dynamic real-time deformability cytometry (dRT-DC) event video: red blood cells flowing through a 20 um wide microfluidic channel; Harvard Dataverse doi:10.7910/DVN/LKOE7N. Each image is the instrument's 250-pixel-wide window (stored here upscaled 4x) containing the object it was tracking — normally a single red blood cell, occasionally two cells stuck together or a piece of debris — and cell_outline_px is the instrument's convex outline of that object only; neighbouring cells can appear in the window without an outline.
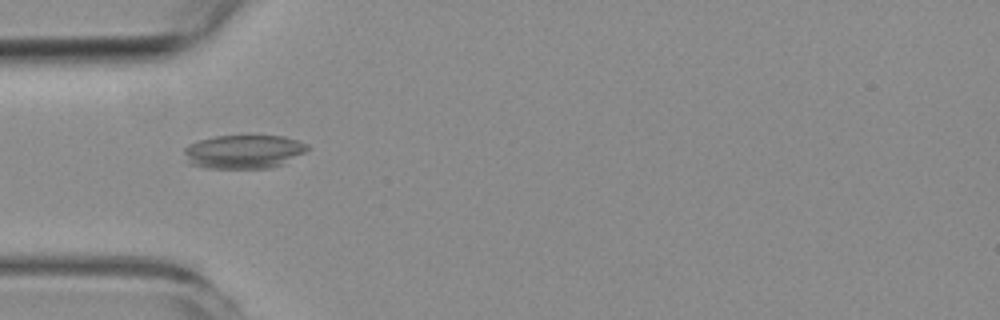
{"species": "common noctule bat (a hibernating species)", "species_latin": "Nyctalus noctula", "temperature_condition": "room temperature", "stored_images_in_passage": 7, "camera_frame_rate_fps": 3000, "um_per_image_px": 0.085, "animal": {"sex": "female", "body_mass_g": 19.3, "forearm_length_mm": 54.1}, "frame": {"image": 1, "passage_image": 5, "time_ms": 4.667, "image_size_px": [1000, 320], "cell_outline_px": [[312, 148], [284, 164], [268, 168], [204, 168], [188, 164], [184, 152], [184, 148], [188, 144], [200, 140], [216, 136], [284, 136], [308, 144]], "centroid_in_image_um": [20.72, 12.9], "position_along_channel_um": 64.3, "area_um2": 24.39}}
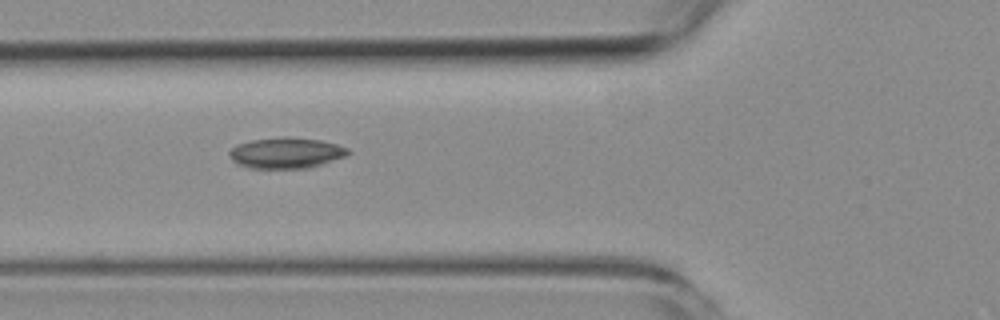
{"frame": {"image": 2, "passage_image": 6, "time_ms": 5.667, "image_size_px": [1000, 320], "cell_outline_px": [[352, 152], [348, 156], [308, 168], [248, 168], [236, 164], [228, 156], [228, 152], [236, 144], [252, 140], [320, 140], [336, 144], [348, 148]], "centroid_in_image_um": [24.31, 13.06], "position_along_channel_um": 101.5, "area_um2": 20.58}}
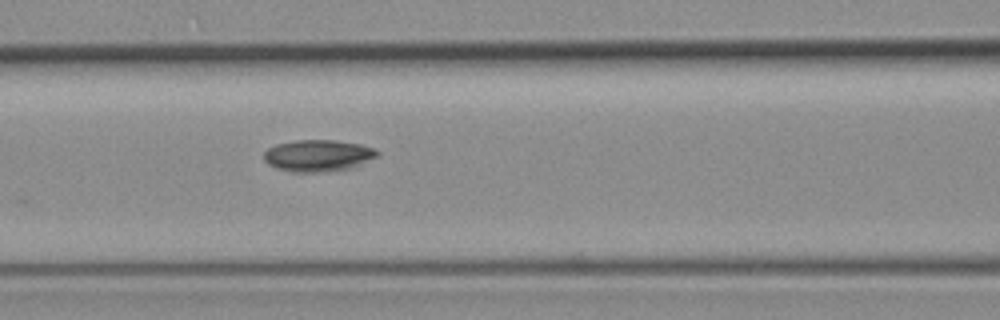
{"frame": {"image": 3, "passage_image": 7, "time_ms": 6.667, "image_size_px": [1000, 320], "cell_outline_px": [[380, 156], [352, 168], [316, 172], [292, 172], [276, 168], [268, 164], [264, 160], [264, 152], [268, 148], [276, 144], [296, 140], [336, 140], [360, 144], [376, 148], [380, 152]], "centroid_in_image_um": [27.07, 13.22], "position_along_channel_um": 139.5, "area_um2": 21.15}}